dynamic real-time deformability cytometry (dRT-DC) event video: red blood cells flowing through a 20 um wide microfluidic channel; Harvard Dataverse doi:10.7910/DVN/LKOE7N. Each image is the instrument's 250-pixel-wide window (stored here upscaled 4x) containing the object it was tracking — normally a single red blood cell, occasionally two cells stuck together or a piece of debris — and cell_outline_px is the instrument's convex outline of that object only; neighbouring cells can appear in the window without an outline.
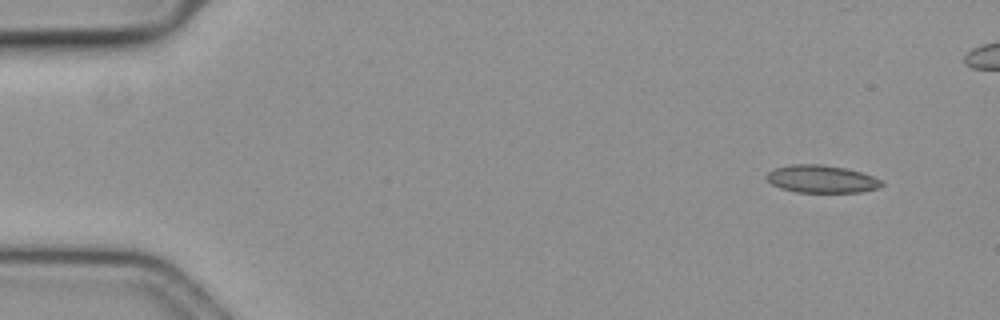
{"species": "common noctule bat (a hibernating species)", "species_latin": "Nyctalus noctula", "temperature_condition": "cold", "stored_images_in_passage": 13, "camera_frame_rate_fps": 3000, "um_per_image_px": 0.085, "animal": {"sex": "female", "body_mass_g": 19.3, "forearm_length_mm": 54.1}, "frame": {"image": 1, "passage_image": 1, "time_ms": 0.0, "image_size_px": [1000, 320], "cell_outline_px": [[884, 184], [876, 188], [860, 192], [796, 192], [780, 188], [772, 184], [768, 180], [768, 172], [776, 168], [792, 164], [820, 164], [844, 168], [860, 172], [872, 176], [880, 180]], "centroid_in_image_um": [69.82, 15.22], "position_along_channel_um": 15.2, "area_um2": 18.21}}